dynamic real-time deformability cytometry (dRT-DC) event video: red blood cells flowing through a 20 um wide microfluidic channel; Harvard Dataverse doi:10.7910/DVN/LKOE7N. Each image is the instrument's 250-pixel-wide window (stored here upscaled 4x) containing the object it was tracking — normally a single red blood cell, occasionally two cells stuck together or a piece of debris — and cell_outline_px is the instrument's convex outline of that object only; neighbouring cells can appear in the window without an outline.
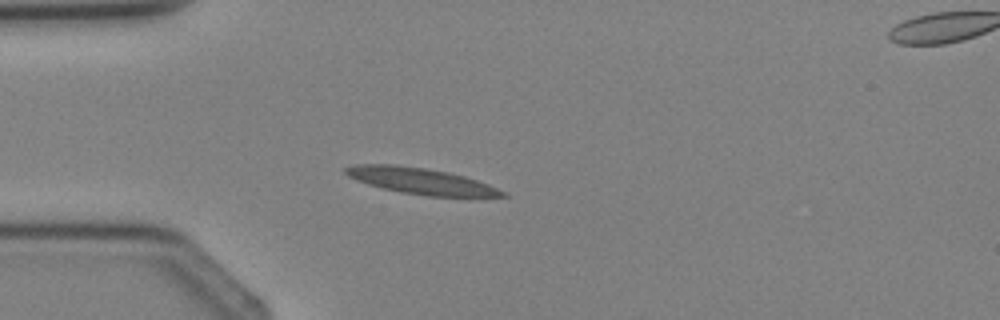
{"species": "Egyptian fruit bat (a non-hibernating species)", "species_latin": "Rousettus aegyptiacus", "temperature_condition": "cold", "stored_images_in_passage": 4, "segment_of_instrument_passage": [1, 2], "camera_frame_rate_fps": 3000, "um_per_image_px": 0.085, "animal": {"sex": "female"}, "frame": {"image": 1, "passage_image": 3, "time_ms": 2.333, "image_size_px": [1000, 320], "cell_outline_px": [[508, 196], [428, 196], [400, 192], [368, 184], [356, 180], [348, 176], [344, 172], [344, 168], [352, 164], [392, 164], [424, 168], [448, 172], [464, 176], [488, 184], [504, 192]], "centroid_in_image_um": [35.69, 15.37], "position_along_channel_um": 49.3, "area_um2": 23.58}}